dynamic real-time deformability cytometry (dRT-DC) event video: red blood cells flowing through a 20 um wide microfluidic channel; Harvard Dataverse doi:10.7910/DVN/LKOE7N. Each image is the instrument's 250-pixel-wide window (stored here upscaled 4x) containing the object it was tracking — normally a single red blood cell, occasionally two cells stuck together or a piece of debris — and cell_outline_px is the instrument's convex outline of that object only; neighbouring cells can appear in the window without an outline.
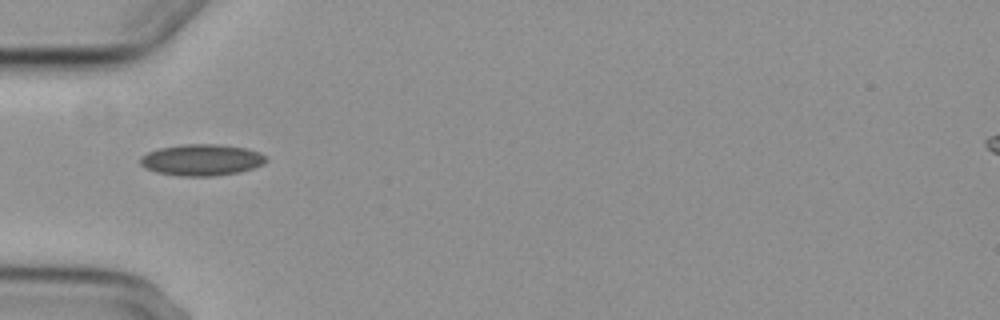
{"species": "common noctule bat (a hibernating species)", "species_latin": "Nyctalus noctula", "temperature_condition": "cold", "stored_images_in_passage": 6, "camera_frame_rate_fps": 3000, "um_per_image_px": 0.085, "animal": {"sex": "female", "body_mass_g": 29.2, "forearm_length_mm": 56.3}, "frame": {"image": 1, "passage_image": 1, "time_ms": 0.0, "image_size_px": [1000, 320], "cell_outline_px": [[268, 160], [264, 164], [240, 172], [212, 176], [180, 176], [156, 172], [144, 168], [140, 164], [140, 156], [148, 152], [160, 148], [184, 144], [220, 144], [248, 148], [260, 152], [268, 156]], "centroid_in_image_um": [17.17, 13.59], "position_along_channel_um": 67.8, "area_um2": 23.29}}
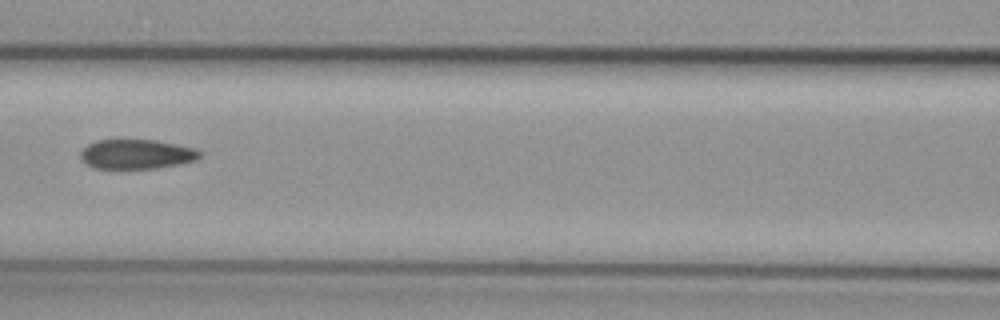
{"frame": {"image": 2, "passage_image": 3, "time_ms": 2.333, "image_size_px": [1000, 320], "cell_outline_px": [[200, 156], [196, 160], [180, 164], [156, 168], [112, 172], [92, 168], [80, 156], [80, 152], [88, 144], [96, 140], [156, 140], [196, 148], [200, 152]], "centroid_in_image_um": [11.56, 13.15], "position_along_channel_um": 155.0, "area_um2": 21.33}}
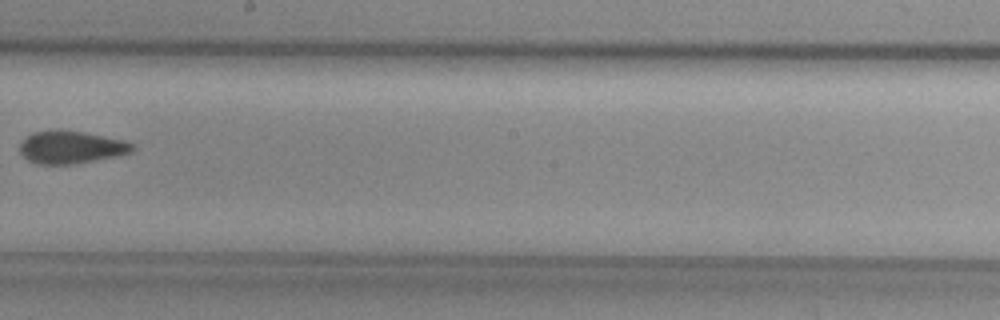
{"frame": {"image": 3, "passage_image": 5, "time_ms": 4.667, "image_size_px": [1000, 320], "cell_outline_px": [[136, 148], [132, 152], [116, 156], [76, 164], [36, 164], [28, 160], [20, 152], [20, 144], [32, 132], [60, 128], [84, 132], [128, 140]], "centroid_in_image_um": [6.07, 12.49], "position_along_channel_um": 242.1, "area_um2": 21.79}}